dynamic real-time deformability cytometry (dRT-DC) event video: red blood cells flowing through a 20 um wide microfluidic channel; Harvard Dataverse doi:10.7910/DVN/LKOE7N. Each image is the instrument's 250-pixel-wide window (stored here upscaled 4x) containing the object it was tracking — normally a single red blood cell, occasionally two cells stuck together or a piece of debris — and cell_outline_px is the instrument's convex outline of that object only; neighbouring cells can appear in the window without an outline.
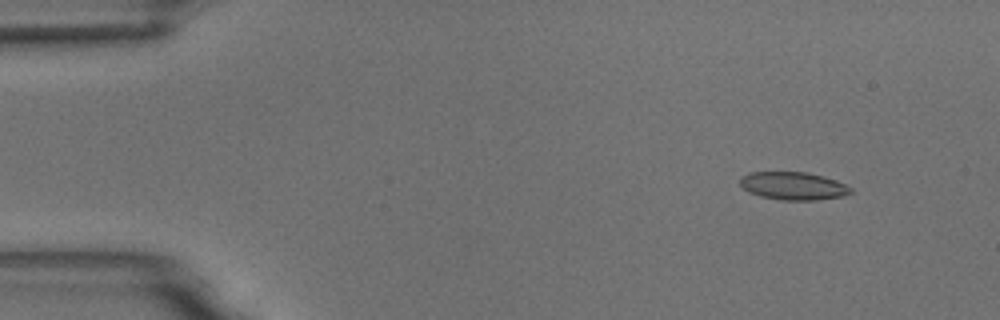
{"species": "common noctule bat (a hibernating species)", "species_latin": "Nyctalus noctula", "temperature_condition": "room temperature", "stored_images_in_passage": 5, "camera_frame_rate_fps": 3000, "um_per_image_px": 0.085, "animal": {"sex": "male", "body_mass_g": 18.8}, "frame": {"image": 1, "passage_image": 1, "time_ms": 0.0, "image_size_px": [1000, 320], "cell_outline_px": [[852, 192], [844, 196], [816, 200], [780, 200], [760, 196], [748, 192], [740, 184], [740, 176], [748, 172], [808, 172], [836, 180], [852, 188]], "centroid_in_image_um": [67.41, 15.8], "position_along_channel_um": 17.6, "area_um2": 18.09}}
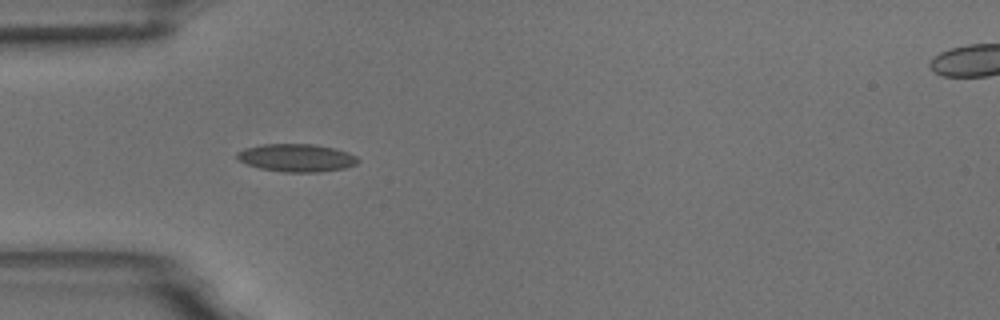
{"frame": {"image": 2, "passage_image": 4, "time_ms": 3.667, "image_size_px": [1000, 320], "cell_outline_px": [[360, 160], [356, 164], [344, 168], [320, 172], [284, 172], [260, 168], [248, 164], [240, 160], [236, 156], [236, 152], [244, 148], [264, 144], [312, 144], [336, 148], [348, 152], [356, 156]], "centroid_in_image_um": [25.23, 13.41], "position_along_channel_um": 59.8, "area_um2": 19.59}}